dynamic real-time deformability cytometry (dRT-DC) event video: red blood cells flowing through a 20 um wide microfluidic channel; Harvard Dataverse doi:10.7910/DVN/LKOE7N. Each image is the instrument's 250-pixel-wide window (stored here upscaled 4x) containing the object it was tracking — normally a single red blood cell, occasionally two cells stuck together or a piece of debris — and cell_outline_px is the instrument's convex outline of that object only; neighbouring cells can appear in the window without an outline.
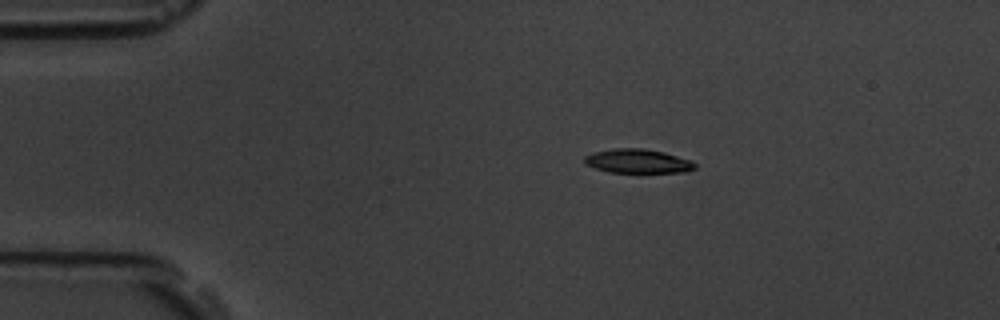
{"species": "common noctule bat (a hibernating species)", "species_latin": "Nyctalus noctula", "temperature_condition": "room temperature", "stored_images_in_passage": 13, "camera_frame_rate_fps": 3000, "um_per_image_px": 0.085, "animal": {"sex": "male", "body_mass_g": 19.5, "forearm_length_mm": 54.6}, "frame": {"image": 1, "passage_image": 3, "time_ms": 2.0, "image_size_px": [1000, 320], "cell_outline_px": [[696, 168], [688, 172], [608, 172], [584, 164], [584, 156], [592, 152], [612, 148], [644, 148], [664, 152], [692, 160], [696, 164]], "centroid_in_image_um": [54.21, 13.69], "position_along_channel_um": 30.8, "area_um2": 15.66}}
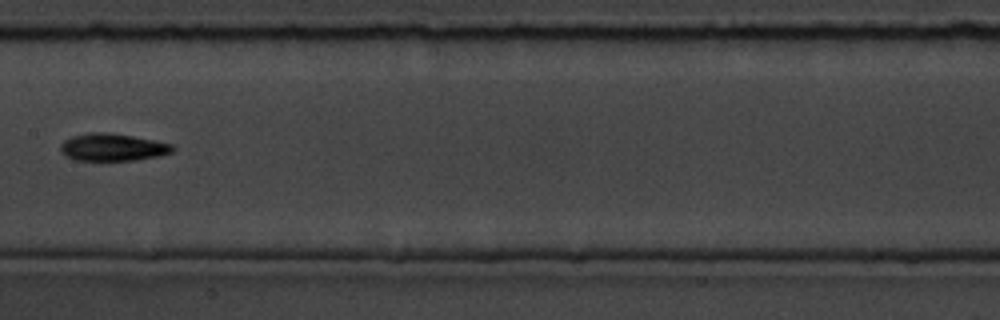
{"frame": {"image": 2, "passage_image": 8, "time_ms": 8.0, "image_size_px": [1000, 320], "cell_outline_px": [[176, 148], [172, 152], [156, 156], [136, 160], [76, 160], [64, 156], [60, 152], [60, 144], [64, 140], [72, 136], [88, 132], [108, 132], [132, 136], [172, 144]], "centroid_in_image_um": [9.52, 12.51], "position_along_channel_um": 197.9, "area_um2": 17.92}}
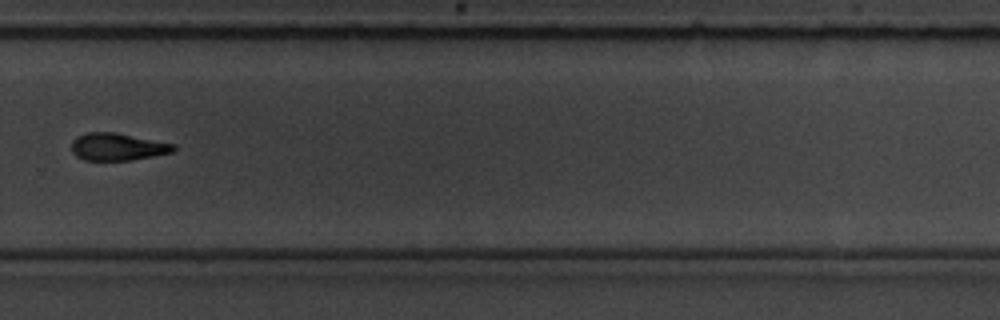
{"frame": {"image": 3, "passage_image": 11, "time_ms": 11.333, "image_size_px": [1000, 320], "cell_outline_px": [[176, 148], [172, 152], [132, 160], [84, 160], [76, 156], [72, 152], [72, 140], [76, 136], [88, 132], [116, 132], [176, 144]], "centroid_in_image_um": [9.98, 12.47], "position_along_channel_um": 319.8, "area_um2": 16.36}, "authors_computed_cell_mechanics": {"area_um2": 16.762, "velocity_mm_per_s": 3.671, "shape_relaxation_time_tau1_ms": 2.7615, "shape_relaxation_time_tau2_ms": null, "deformation_change_tau1": 0.0941, "deformation_change_tau2": null}}